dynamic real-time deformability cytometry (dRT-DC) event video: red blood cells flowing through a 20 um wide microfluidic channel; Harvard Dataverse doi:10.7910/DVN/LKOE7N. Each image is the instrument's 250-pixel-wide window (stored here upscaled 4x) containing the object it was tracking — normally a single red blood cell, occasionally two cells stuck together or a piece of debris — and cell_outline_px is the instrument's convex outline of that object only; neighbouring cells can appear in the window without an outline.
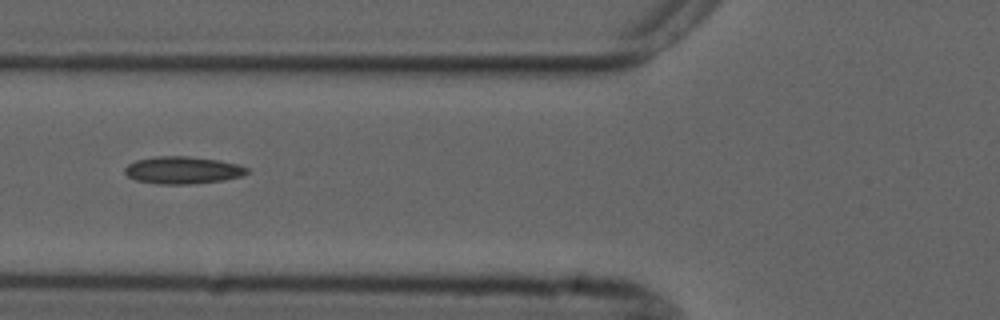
{"species": "common noctule bat (a hibernating species)", "species_latin": "Nyctalus noctula", "temperature_condition": "cold", "stored_images_in_passage": 6, "camera_frame_rate_fps": 3000, "um_per_image_px": 0.085, "animal": {"sex": "male", "forearm_length_mm": 52.5}, "frame": {"image": 1, "passage_image": 6, "time_ms": 6.0, "image_size_px": [1000, 320], "cell_outline_px": [[248, 172], [244, 176], [224, 180], [192, 184], [160, 184], [136, 180], [128, 176], [124, 172], [124, 168], [128, 164], [136, 160], [156, 156], [188, 156], [216, 160], [236, 164], [248, 168]], "centroid_in_image_um": [15.52, 14.47], "position_along_channel_um": 110.3, "area_um2": 19.42}}